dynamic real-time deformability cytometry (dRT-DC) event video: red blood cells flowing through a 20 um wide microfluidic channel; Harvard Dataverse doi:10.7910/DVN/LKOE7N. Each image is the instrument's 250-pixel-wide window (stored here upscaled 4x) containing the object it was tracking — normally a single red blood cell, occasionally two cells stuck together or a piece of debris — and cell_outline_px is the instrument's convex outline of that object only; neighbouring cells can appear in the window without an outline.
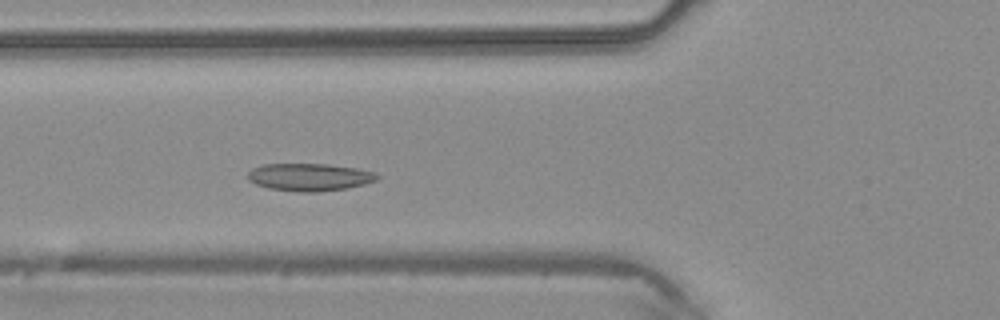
{"species": "common noctule bat (a hibernating species)", "species_latin": "Nyctalus noctula", "temperature_condition": "warm", "stored_images_in_passage": 42, "camera_frame_rate_fps": 3000, "um_per_image_px": 0.085, "animal": {"sex": "male", "body_mass_g": 20.4}, "frame": {"image": 1, "passage_image": 13, "time_ms": 4.0, "image_size_px": [1000, 320], "cell_outline_px": [[380, 176], [376, 180], [364, 184], [348, 188], [320, 192], [300, 192], [268, 188], [256, 184], [248, 180], [248, 172], [252, 168], [264, 164], [328, 164], [356, 168], [372, 172]], "centroid_in_image_um": [26.29, 15.06], "position_along_channel_um": 99.5, "area_um2": 20.75}}
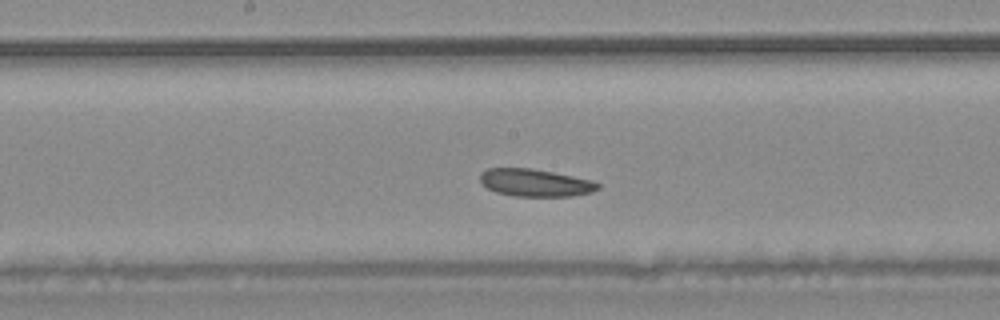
{"frame": {"image": 2, "passage_image": 20, "time_ms": 6.333, "image_size_px": [1000, 320], "cell_outline_px": [[600, 188], [592, 192], [572, 196], [512, 196], [496, 192], [480, 184], [480, 172], [488, 168], [528, 168], [552, 172], [592, 180], [600, 184]], "centroid_in_image_um": [45.47, 15.54], "position_along_channel_um": 202.7, "area_um2": 18.9}}
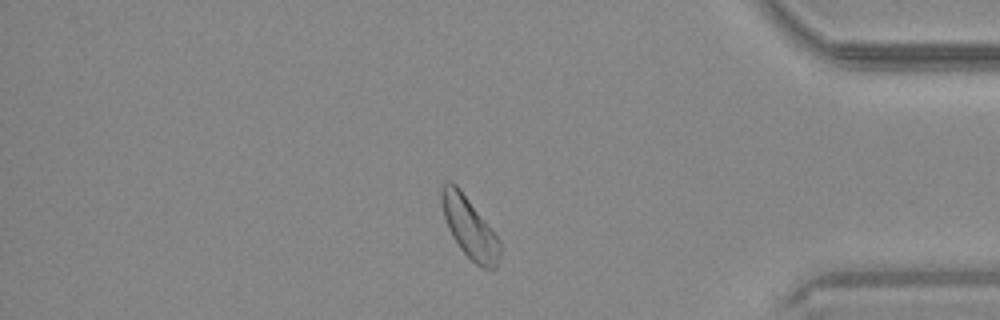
{"frame": {"image": 3, "passage_image": 35, "time_ms": 11.333, "image_size_px": [1000, 320], "cell_outline_px": [[500, 256], [496, 268], [484, 268], [476, 264], [460, 248], [452, 236], [448, 228], [444, 216], [440, 200], [440, 188], [448, 180], [456, 184], [460, 188], [500, 240]], "centroid_in_image_um": [39.89, 19.31], "position_along_channel_um": 395.3, "area_um2": 20.52}}